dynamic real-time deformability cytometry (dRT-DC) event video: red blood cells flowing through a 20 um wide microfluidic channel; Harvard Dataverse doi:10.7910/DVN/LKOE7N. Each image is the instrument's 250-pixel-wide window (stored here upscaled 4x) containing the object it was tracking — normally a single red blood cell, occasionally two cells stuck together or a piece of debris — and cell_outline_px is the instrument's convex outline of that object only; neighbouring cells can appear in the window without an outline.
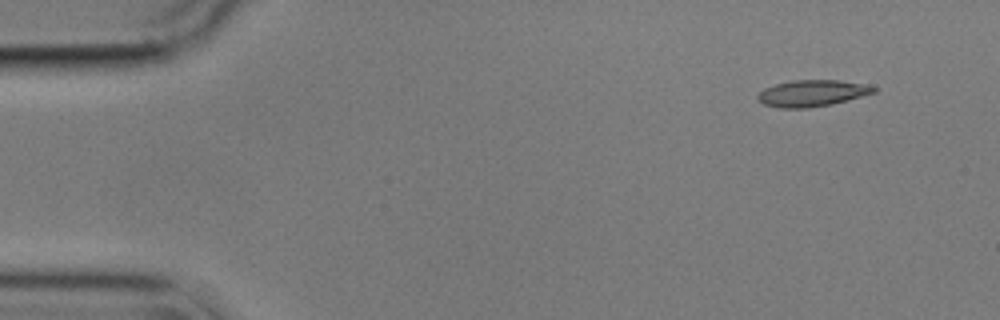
{"species": "common noctule bat (a hibernating species)", "species_latin": "Nyctalus noctula", "temperature_condition": "cold", "stored_images_in_passage": 52, "camera_frame_rate_fps": 3000, "um_per_image_px": 0.085, "animal": {"sex": "male", "body_mass_g": 17.9}, "frame": {"image": 1, "passage_image": 1, "time_ms": 0.0, "image_size_px": [1000, 320], "cell_outline_px": [[876, 92], [832, 104], [808, 108], [780, 108], [764, 104], [756, 100], [756, 96], [764, 88], [776, 84], [792, 80], [840, 80], [864, 84], [876, 88]], "centroid_in_image_um": [68.99, 7.92], "position_along_channel_um": 16.0, "area_um2": 17.86}}
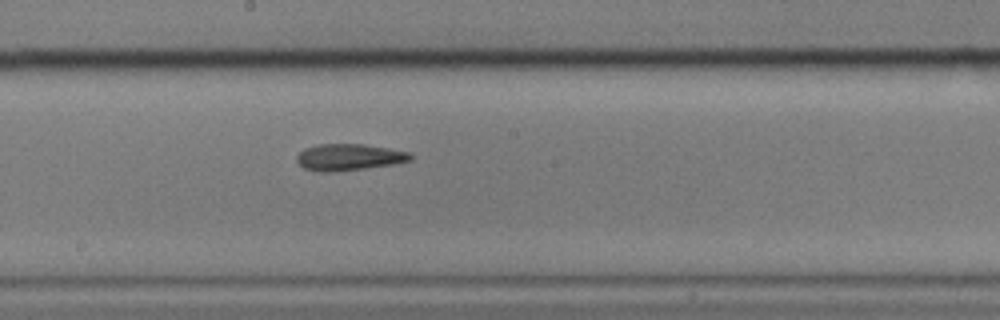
{"frame": {"image": 2, "passage_image": 26, "time_ms": 8.333, "image_size_px": [1000, 320], "cell_outline_px": [[412, 160], [396, 164], [332, 172], [320, 172], [304, 168], [296, 160], [296, 156], [304, 148], [320, 144], [364, 144], [388, 148], [408, 152], [412, 156]], "centroid_in_image_um": [29.66, 13.36], "position_along_channel_um": 218.5, "area_um2": 17.57}}
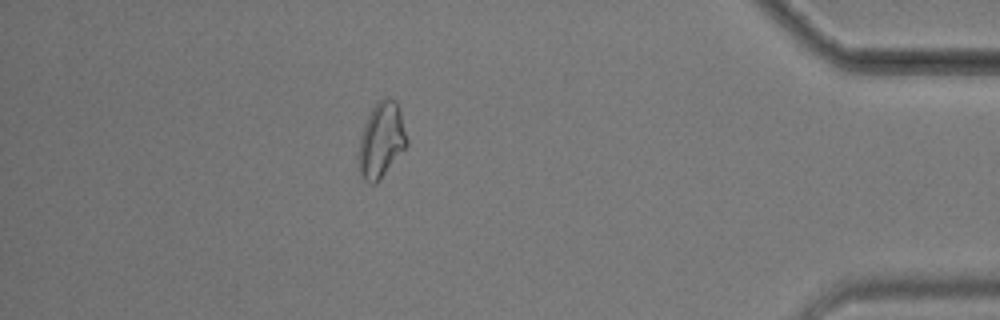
{"frame": {"image": 3, "passage_image": 45, "time_ms": 14.667, "image_size_px": [1000, 320], "cell_outline_px": [[408, 144], [376, 184], [368, 184], [360, 176], [356, 156], [360, 136], [364, 124], [372, 108], [384, 96], [396, 100], [400, 112], [408, 140]], "centroid_in_image_um": [32.37, 11.94], "position_along_channel_um": 402.8, "area_um2": 21.39}, "authors_computed_cell_mechanics": {"area_um2": 18.0914, "velocity_mm_per_s": 3.5842, "shape_relaxation_time_tau1_ms": null, "shape_relaxation_time_tau2_ms": 3.6406, "deformation_change_tau1": null, "deformation_change_tau2": 0.1168}}